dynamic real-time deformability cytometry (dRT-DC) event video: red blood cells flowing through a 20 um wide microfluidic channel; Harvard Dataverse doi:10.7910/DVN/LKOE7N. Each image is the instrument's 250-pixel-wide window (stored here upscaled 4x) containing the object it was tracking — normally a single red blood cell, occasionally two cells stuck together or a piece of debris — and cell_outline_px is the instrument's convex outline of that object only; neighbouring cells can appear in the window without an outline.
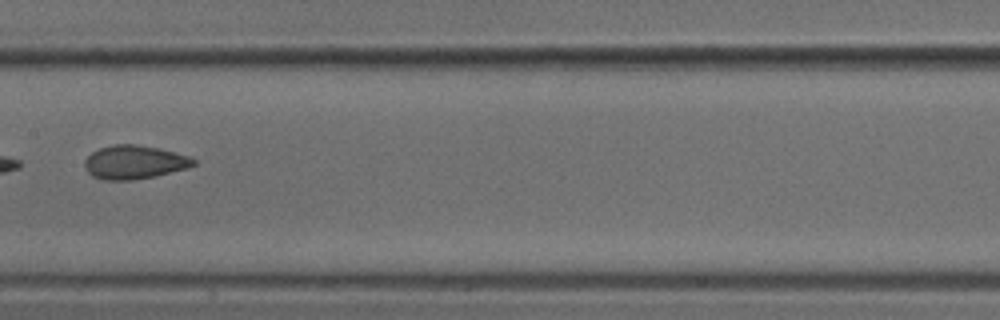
{"species": "common noctule bat (a hibernating species)", "species_latin": "Nyctalus noctula", "temperature_condition": "cold", "stored_images_in_passage": 6, "camera_frame_rate_fps": 3000, "um_per_image_px": 0.085, "animal": {"sex": "male", "body_mass_g": 18.8}, "frame": {"image": 1, "passage_image": 5, "time_ms": 1.333, "image_size_px": [1000, 320], "cell_outline_px": [[196, 164], [188, 168], [156, 176], [132, 180], [104, 180], [92, 176], [84, 168], [84, 160], [92, 152], [100, 148], [112, 144], [136, 144], [160, 148], [188, 156], [196, 160]], "centroid_in_image_um": [11.41, 13.79], "position_along_channel_um": 196.0, "area_um2": 21.5}}
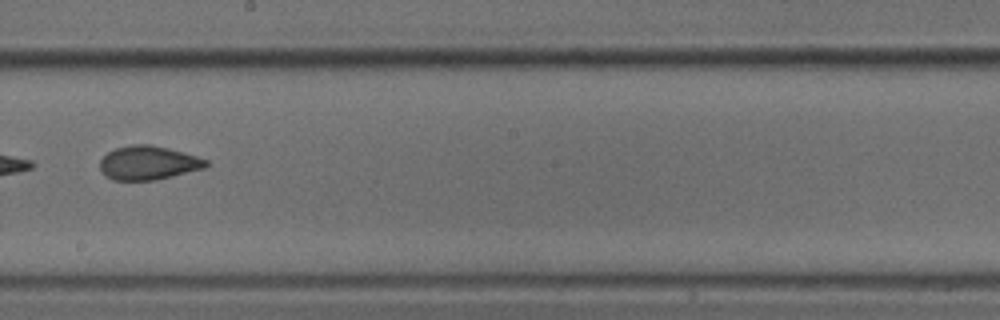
{"frame": {"image": 2, "passage_image": 6, "time_ms": 1.667, "image_size_px": [1000, 320], "cell_outline_px": [[208, 164], [204, 168], [156, 180], [112, 180], [100, 168], [100, 160], [108, 152], [116, 148], [132, 144], [148, 144], [168, 148], [184, 152], [208, 160]], "centroid_in_image_um": [12.61, 13.84], "position_along_channel_um": 235.6, "area_um2": 20.75}}